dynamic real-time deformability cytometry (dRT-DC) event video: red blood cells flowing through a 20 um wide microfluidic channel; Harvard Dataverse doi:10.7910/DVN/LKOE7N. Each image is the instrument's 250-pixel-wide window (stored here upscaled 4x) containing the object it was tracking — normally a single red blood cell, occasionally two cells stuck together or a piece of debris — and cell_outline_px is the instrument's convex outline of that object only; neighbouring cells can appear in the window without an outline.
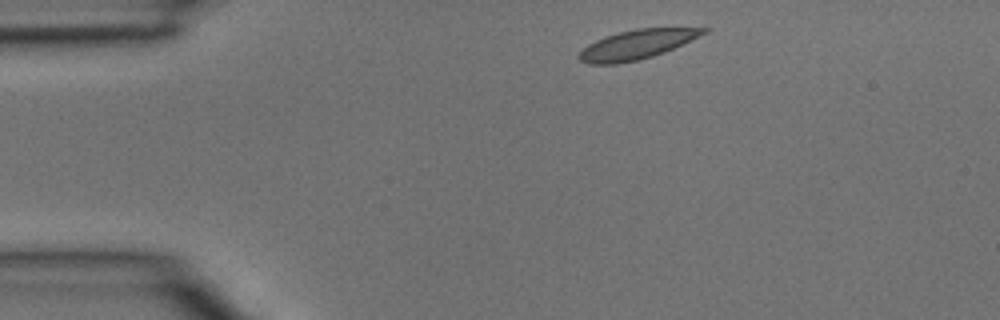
{"species": "common noctule bat (a hibernating species)", "species_latin": "Nyctalus noctula", "temperature_condition": "room temperature", "stored_images_in_passage": 2, "camera_frame_rate_fps": 3000, "um_per_image_px": 0.085, "animal": {"sex": "male", "body_mass_g": 15.6}, "frame": {"image": 1, "passage_image": 1, "time_ms": 0.0, "image_size_px": [1000, 320], "cell_outline_px": [[712, 28], [708, 32], [664, 52], [640, 60], [616, 64], [588, 64], [580, 60], [576, 56], [588, 44], [596, 40], [620, 32], [636, 28]], "centroid_in_image_um": [54.12, 3.79], "position_along_channel_um": 30.9, "area_um2": 21.04}}